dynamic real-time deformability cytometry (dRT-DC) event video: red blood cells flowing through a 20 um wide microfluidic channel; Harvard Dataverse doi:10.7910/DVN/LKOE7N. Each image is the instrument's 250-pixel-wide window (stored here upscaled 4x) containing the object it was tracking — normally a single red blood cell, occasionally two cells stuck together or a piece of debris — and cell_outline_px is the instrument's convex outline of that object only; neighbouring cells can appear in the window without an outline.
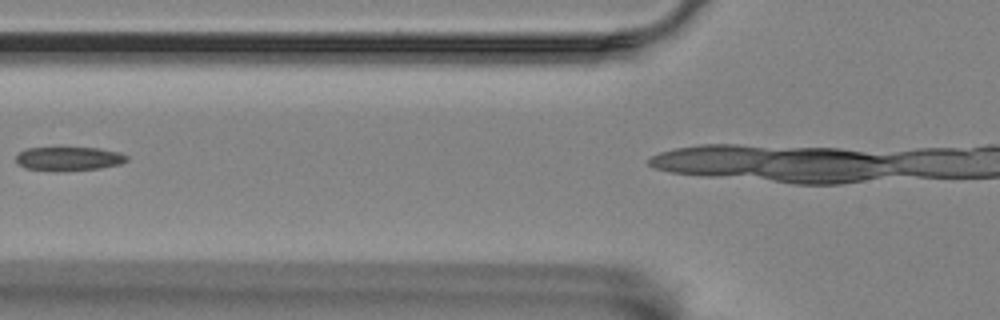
{"species": "Egyptian fruit bat (a non-hibernating species)", "species_latin": "Rousettus aegyptiacus", "temperature_condition": "room temperature", "stored_images_in_passage": 5, "camera_frame_rate_fps": 3000, "um_per_image_px": 0.085, "animal": {"sex": "female"}, "frame": {"image": 1, "passage_image": 4, "time_ms": 3.333, "image_size_px": [1000, 320], "cell_outline_px": [[128, 160], [120, 164], [100, 168], [24, 168], [16, 164], [16, 156], [20, 152], [28, 148], [100, 148], [120, 152], [128, 156]], "centroid_in_image_um": [5.89, 13.44], "position_along_channel_um": 119.9, "area_um2": 14.51}}